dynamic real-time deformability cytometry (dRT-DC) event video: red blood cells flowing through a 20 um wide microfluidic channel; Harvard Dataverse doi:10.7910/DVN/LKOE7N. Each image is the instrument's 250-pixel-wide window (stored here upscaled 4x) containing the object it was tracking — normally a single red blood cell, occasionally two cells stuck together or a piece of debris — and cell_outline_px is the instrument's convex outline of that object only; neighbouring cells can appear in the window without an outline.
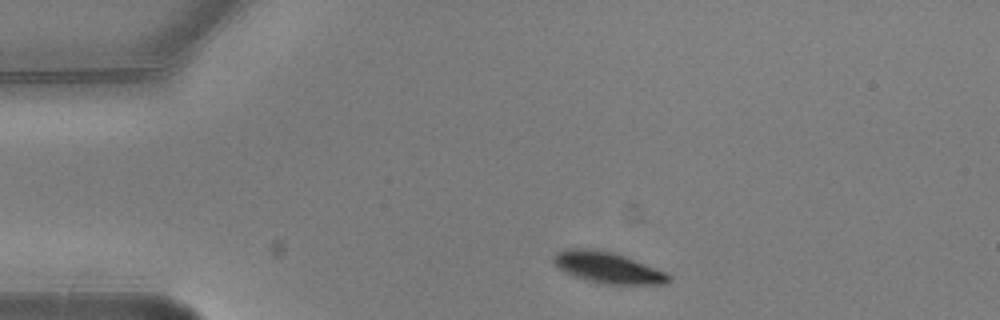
{"species": "common noctule bat (a hibernating species)", "species_latin": "Nyctalus noctula", "temperature_condition": "warm", "stored_images_in_passage": 5, "camera_frame_rate_fps": 3000, "um_per_image_px": 0.085, "animal": {"sex": "male", "body_mass_g": 20.5, "forearm_length_mm": 52.5}, "frame": {"image": 1, "passage_image": 1, "time_ms": 0.0, "image_size_px": [1000, 320], "cell_outline_px": [[672, 280], [668, 284], [604, 284], [588, 280], [564, 272], [552, 264], [552, 256], [556, 252], [568, 248], [584, 248], [612, 252], [624, 256], [668, 272], [672, 276]], "centroid_in_image_um": [51.67, 22.75], "position_along_channel_um": 33.3, "area_um2": 21.04}}
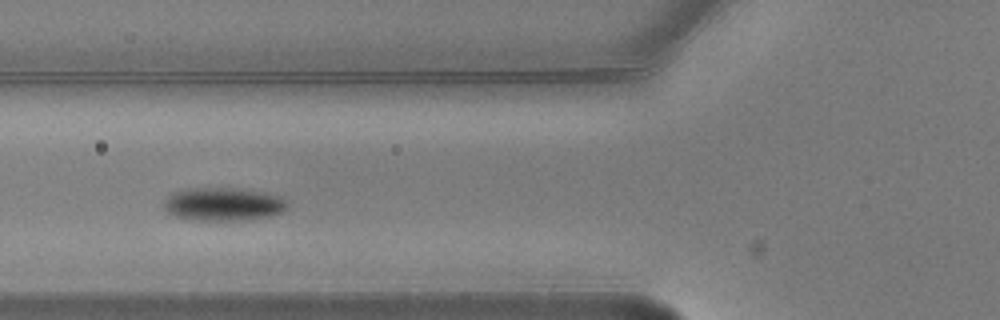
{"frame": {"image": 2, "passage_image": 4, "time_ms": 1.0, "image_size_px": [1000, 320], "cell_outline_px": [[288, 208], [284, 212], [252, 220], [192, 220], [172, 216], [164, 208], [164, 200], [172, 192], [184, 188], [236, 188], [264, 192], [280, 196], [288, 200]], "centroid_in_image_um": [18.99, 17.35], "position_along_channel_um": 106.8, "area_um2": 24.39}}
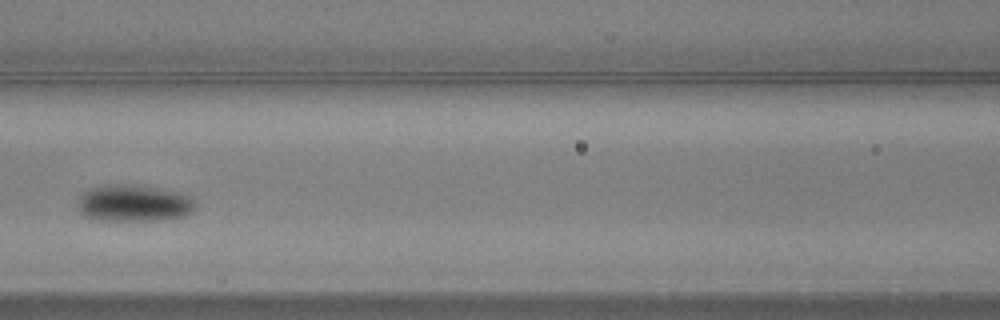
{"frame": {"image": 3, "passage_image": 5, "time_ms": 1.333, "image_size_px": [1000, 320], "cell_outline_px": [[196, 208], [192, 212], [184, 216], [164, 220], [100, 220], [84, 216], [80, 212], [80, 196], [88, 188], [108, 184], [136, 184], [180, 192], [188, 196], [196, 204]], "centroid_in_image_um": [11.4, 17.26], "position_along_channel_um": 155.2, "area_um2": 25.32}}